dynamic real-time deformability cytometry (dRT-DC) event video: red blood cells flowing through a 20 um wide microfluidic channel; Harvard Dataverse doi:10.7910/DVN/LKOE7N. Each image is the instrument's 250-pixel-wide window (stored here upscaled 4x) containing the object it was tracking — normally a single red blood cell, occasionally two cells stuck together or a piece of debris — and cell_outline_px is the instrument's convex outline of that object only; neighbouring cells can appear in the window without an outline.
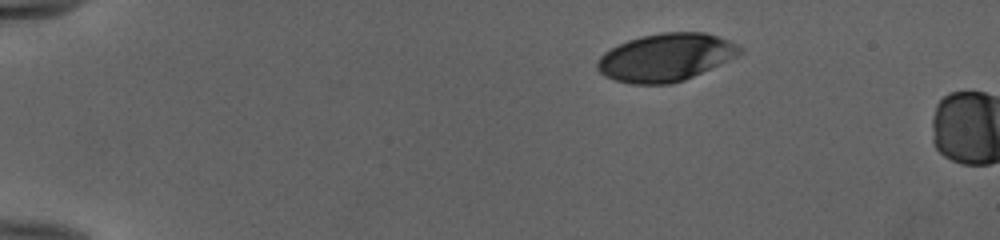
{"species": "human", "species_latin": "Homo sapiens", "temperature_condition": "cold", "stored_images_in_passage": 4, "camera_frame_rate_fps": 3000, "um_per_image_px": 0.085, "donor": {"sex": "female"}, "frame": {"image": 1, "passage_image": 1, "time_ms": 0.0, "image_size_px": [1000, 240], "cell_outline_px": [[744, 52], [736, 56], [684, 80], [672, 84], [632, 84], [616, 80], [604, 76], [596, 68], [596, 60], [604, 52], [628, 40], [640, 36], [664, 32], [704, 32], [740, 44], [744, 48]], "centroid_in_image_um": [56.58, 4.87], "position_along_channel_um": 28.4, "area_um2": 39.59}}